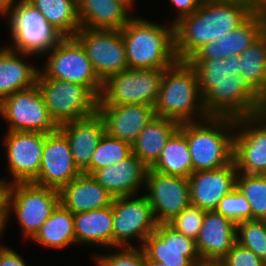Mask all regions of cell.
I'll list each match as a JSON object with an SVG mask.
<instances>
[{
    "instance_id": "obj_1",
    "label": "cell",
    "mask_w": 266,
    "mask_h": 266,
    "mask_svg": "<svg viewBox=\"0 0 266 266\" xmlns=\"http://www.w3.org/2000/svg\"><path fill=\"white\" fill-rule=\"evenodd\" d=\"M255 10L234 0H204L191 15L174 24L175 53L178 61H186L203 44L241 25Z\"/></svg>"
},
{
    "instance_id": "obj_2",
    "label": "cell",
    "mask_w": 266,
    "mask_h": 266,
    "mask_svg": "<svg viewBox=\"0 0 266 266\" xmlns=\"http://www.w3.org/2000/svg\"><path fill=\"white\" fill-rule=\"evenodd\" d=\"M129 69H167L178 59L174 25L133 17L121 30Z\"/></svg>"
},
{
    "instance_id": "obj_3",
    "label": "cell",
    "mask_w": 266,
    "mask_h": 266,
    "mask_svg": "<svg viewBox=\"0 0 266 266\" xmlns=\"http://www.w3.org/2000/svg\"><path fill=\"white\" fill-rule=\"evenodd\" d=\"M154 112L155 116L172 119L179 124L208 118L196 71L187 61H177L164 69Z\"/></svg>"
},
{
    "instance_id": "obj_4",
    "label": "cell",
    "mask_w": 266,
    "mask_h": 266,
    "mask_svg": "<svg viewBox=\"0 0 266 266\" xmlns=\"http://www.w3.org/2000/svg\"><path fill=\"white\" fill-rule=\"evenodd\" d=\"M192 158L193 172L214 170L233 162L235 119L208 117L180 123Z\"/></svg>"
},
{
    "instance_id": "obj_5",
    "label": "cell",
    "mask_w": 266,
    "mask_h": 266,
    "mask_svg": "<svg viewBox=\"0 0 266 266\" xmlns=\"http://www.w3.org/2000/svg\"><path fill=\"white\" fill-rule=\"evenodd\" d=\"M13 43L9 49L35 56L46 55L64 36L27 0H20L5 14Z\"/></svg>"
},
{
    "instance_id": "obj_6",
    "label": "cell",
    "mask_w": 266,
    "mask_h": 266,
    "mask_svg": "<svg viewBox=\"0 0 266 266\" xmlns=\"http://www.w3.org/2000/svg\"><path fill=\"white\" fill-rule=\"evenodd\" d=\"M36 84L51 118L58 126L97 112L99 97L88 86L50 79L40 70Z\"/></svg>"
},
{
    "instance_id": "obj_7",
    "label": "cell",
    "mask_w": 266,
    "mask_h": 266,
    "mask_svg": "<svg viewBox=\"0 0 266 266\" xmlns=\"http://www.w3.org/2000/svg\"><path fill=\"white\" fill-rule=\"evenodd\" d=\"M59 204L57 189L33 182L10 184L6 193V221L13 211L23 230V236L30 239Z\"/></svg>"
},
{
    "instance_id": "obj_8",
    "label": "cell",
    "mask_w": 266,
    "mask_h": 266,
    "mask_svg": "<svg viewBox=\"0 0 266 266\" xmlns=\"http://www.w3.org/2000/svg\"><path fill=\"white\" fill-rule=\"evenodd\" d=\"M164 69H126L102 82L99 102L103 105H155Z\"/></svg>"
},
{
    "instance_id": "obj_9",
    "label": "cell",
    "mask_w": 266,
    "mask_h": 266,
    "mask_svg": "<svg viewBox=\"0 0 266 266\" xmlns=\"http://www.w3.org/2000/svg\"><path fill=\"white\" fill-rule=\"evenodd\" d=\"M48 61L40 70L47 78L88 86L98 97L102 81L93 70L85 49L75 37H64L49 50Z\"/></svg>"
},
{
    "instance_id": "obj_10",
    "label": "cell",
    "mask_w": 266,
    "mask_h": 266,
    "mask_svg": "<svg viewBox=\"0 0 266 266\" xmlns=\"http://www.w3.org/2000/svg\"><path fill=\"white\" fill-rule=\"evenodd\" d=\"M0 116L8 122V131L48 134L59 128L37 84L7 96L0 103Z\"/></svg>"
},
{
    "instance_id": "obj_11",
    "label": "cell",
    "mask_w": 266,
    "mask_h": 266,
    "mask_svg": "<svg viewBox=\"0 0 266 266\" xmlns=\"http://www.w3.org/2000/svg\"><path fill=\"white\" fill-rule=\"evenodd\" d=\"M157 226L152 207L145 195L113 199V248L135 247L130 243L134 237L138 238L140 241L138 246L141 247Z\"/></svg>"
},
{
    "instance_id": "obj_12",
    "label": "cell",
    "mask_w": 266,
    "mask_h": 266,
    "mask_svg": "<svg viewBox=\"0 0 266 266\" xmlns=\"http://www.w3.org/2000/svg\"><path fill=\"white\" fill-rule=\"evenodd\" d=\"M262 98L240 75H228L213 83V88L203 97L208 117L243 118L254 114Z\"/></svg>"
},
{
    "instance_id": "obj_13",
    "label": "cell",
    "mask_w": 266,
    "mask_h": 266,
    "mask_svg": "<svg viewBox=\"0 0 266 266\" xmlns=\"http://www.w3.org/2000/svg\"><path fill=\"white\" fill-rule=\"evenodd\" d=\"M74 37L85 49L94 72L102 82L129 69L120 30L80 28Z\"/></svg>"
},
{
    "instance_id": "obj_14",
    "label": "cell",
    "mask_w": 266,
    "mask_h": 266,
    "mask_svg": "<svg viewBox=\"0 0 266 266\" xmlns=\"http://www.w3.org/2000/svg\"><path fill=\"white\" fill-rule=\"evenodd\" d=\"M144 186L148 191L145 196L158 224L169 223L191 204L188 178L162 174L148 168Z\"/></svg>"
},
{
    "instance_id": "obj_15",
    "label": "cell",
    "mask_w": 266,
    "mask_h": 266,
    "mask_svg": "<svg viewBox=\"0 0 266 266\" xmlns=\"http://www.w3.org/2000/svg\"><path fill=\"white\" fill-rule=\"evenodd\" d=\"M141 248L149 260L162 262L167 266H196L201 261L196 241L168 223L158 224Z\"/></svg>"
},
{
    "instance_id": "obj_16",
    "label": "cell",
    "mask_w": 266,
    "mask_h": 266,
    "mask_svg": "<svg viewBox=\"0 0 266 266\" xmlns=\"http://www.w3.org/2000/svg\"><path fill=\"white\" fill-rule=\"evenodd\" d=\"M233 161L239 173L266 175V127L254 115L235 119Z\"/></svg>"
},
{
    "instance_id": "obj_17",
    "label": "cell",
    "mask_w": 266,
    "mask_h": 266,
    "mask_svg": "<svg viewBox=\"0 0 266 266\" xmlns=\"http://www.w3.org/2000/svg\"><path fill=\"white\" fill-rule=\"evenodd\" d=\"M4 138L8 169L12 174V180L6 184L33 182L40 170L45 134L7 131Z\"/></svg>"
},
{
    "instance_id": "obj_18",
    "label": "cell",
    "mask_w": 266,
    "mask_h": 266,
    "mask_svg": "<svg viewBox=\"0 0 266 266\" xmlns=\"http://www.w3.org/2000/svg\"><path fill=\"white\" fill-rule=\"evenodd\" d=\"M81 173L66 137L59 130L45 134L40 170L33 183L60 190Z\"/></svg>"
},
{
    "instance_id": "obj_19",
    "label": "cell",
    "mask_w": 266,
    "mask_h": 266,
    "mask_svg": "<svg viewBox=\"0 0 266 266\" xmlns=\"http://www.w3.org/2000/svg\"><path fill=\"white\" fill-rule=\"evenodd\" d=\"M266 31V18L262 10H255L233 31L217 41L203 44L187 60L225 59L239 56Z\"/></svg>"
},
{
    "instance_id": "obj_20",
    "label": "cell",
    "mask_w": 266,
    "mask_h": 266,
    "mask_svg": "<svg viewBox=\"0 0 266 266\" xmlns=\"http://www.w3.org/2000/svg\"><path fill=\"white\" fill-rule=\"evenodd\" d=\"M235 162L214 170L193 172L189 178L190 202L205 211L215 210L219 201L236 188Z\"/></svg>"
},
{
    "instance_id": "obj_21",
    "label": "cell",
    "mask_w": 266,
    "mask_h": 266,
    "mask_svg": "<svg viewBox=\"0 0 266 266\" xmlns=\"http://www.w3.org/2000/svg\"><path fill=\"white\" fill-rule=\"evenodd\" d=\"M97 113L105 124V133L132 145L143 128L155 116L154 107L140 104L103 105Z\"/></svg>"
},
{
    "instance_id": "obj_22",
    "label": "cell",
    "mask_w": 266,
    "mask_h": 266,
    "mask_svg": "<svg viewBox=\"0 0 266 266\" xmlns=\"http://www.w3.org/2000/svg\"><path fill=\"white\" fill-rule=\"evenodd\" d=\"M58 130L66 137L73 161L83 172L92 159L94 150L105 134V124L96 112L88 117L64 123Z\"/></svg>"
},
{
    "instance_id": "obj_23",
    "label": "cell",
    "mask_w": 266,
    "mask_h": 266,
    "mask_svg": "<svg viewBox=\"0 0 266 266\" xmlns=\"http://www.w3.org/2000/svg\"><path fill=\"white\" fill-rule=\"evenodd\" d=\"M195 241L201 260H222L237 242L236 223L215 210L206 211Z\"/></svg>"
},
{
    "instance_id": "obj_24",
    "label": "cell",
    "mask_w": 266,
    "mask_h": 266,
    "mask_svg": "<svg viewBox=\"0 0 266 266\" xmlns=\"http://www.w3.org/2000/svg\"><path fill=\"white\" fill-rule=\"evenodd\" d=\"M147 167L133 153L116 164L95 171L92 176L114 198L136 196L145 184Z\"/></svg>"
},
{
    "instance_id": "obj_25",
    "label": "cell",
    "mask_w": 266,
    "mask_h": 266,
    "mask_svg": "<svg viewBox=\"0 0 266 266\" xmlns=\"http://www.w3.org/2000/svg\"><path fill=\"white\" fill-rule=\"evenodd\" d=\"M60 204L73 214L111 206L114 197L92 175L81 173L59 190Z\"/></svg>"
},
{
    "instance_id": "obj_26",
    "label": "cell",
    "mask_w": 266,
    "mask_h": 266,
    "mask_svg": "<svg viewBox=\"0 0 266 266\" xmlns=\"http://www.w3.org/2000/svg\"><path fill=\"white\" fill-rule=\"evenodd\" d=\"M81 28L121 30L133 17L117 0H77Z\"/></svg>"
},
{
    "instance_id": "obj_27",
    "label": "cell",
    "mask_w": 266,
    "mask_h": 266,
    "mask_svg": "<svg viewBox=\"0 0 266 266\" xmlns=\"http://www.w3.org/2000/svg\"><path fill=\"white\" fill-rule=\"evenodd\" d=\"M21 56L33 55L13 51L8 46L0 48V103L7 96L36 84L40 69L20 59Z\"/></svg>"
},
{
    "instance_id": "obj_28",
    "label": "cell",
    "mask_w": 266,
    "mask_h": 266,
    "mask_svg": "<svg viewBox=\"0 0 266 266\" xmlns=\"http://www.w3.org/2000/svg\"><path fill=\"white\" fill-rule=\"evenodd\" d=\"M76 244L112 247L113 202L111 206L73 214Z\"/></svg>"
},
{
    "instance_id": "obj_29",
    "label": "cell",
    "mask_w": 266,
    "mask_h": 266,
    "mask_svg": "<svg viewBox=\"0 0 266 266\" xmlns=\"http://www.w3.org/2000/svg\"><path fill=\"white\" fill-rule=\"evenodd\" d=\"M175 120L154 116L132 144V153L151 168L159 159L169 138L179 129Z\"/></svg>"
},
{
    "instance_id": "obj_30",
    "label": "cell",
    "mask_w": 266,
    "mask_h": 266,
    "mask_svg": "<svg viewBox=\"0 0 266 266\" xmlns=\"http://www.w3.org/2000/svg\"><path fill=\"white\" fill-rule=\"evenodd\" d=\"M31 240L53 249L76 244L73 213L59 204Z\"/></svg>"
},
{
    "instance_id": "obj_31",
    "label": "cell",
    "mask_w": 266,
    "mask_h": 266,
    "mask_svg": "<svg viewBox=\"0 0 266 266\" xmlns=\"http://www.w3.org/2000/svg\"><path fill=\"white\" fill-rule=\"evenodd\" d=\"M239 75L266 98V31L239 55Z\"/></svg>"
},
{
    "instance_id": "obj_32",
    "label": "cell",
    "mask_w": 266,
    "mask_h": 266,
    "mask_svg": "<svg viewBox=\"0 0 266 266\" xmlns=\"http://www.w3.org/2000/svg\"><path fill=\"white\" fill-rule=\"evenodd\" d=\"M150 169L162 174L185 178H189L193 173L187 139L179 129L169 138L159 159Z\"/></svg>"
},
{
    "instance_id": "obj_33",
    "label": "cell",
    "mask_w": 266,
    "mask_h": 266,
    "mask_svg": "<svg viewBox=\"0 0 266 266\" xmlns=\"http://www.w3.org/2000/svg\"><path fill=\"white\" fill-rule=\"evenodd\" d=\"M64 37H74L81 28L77 0H27Z\"/></svg>"
},
{
    "instance_id": "obj_34",
    "label": "cell",
    "mask_w": 266,
    "mask_h": 266,
    "mask_svg": "<svg viewBox=\"0 0 266 266\" xmlns=\"http://www.w3.org/2000/svg\"><path fill=\"white\" fill-rule=\"evenodd\" d=\"M196 71L202 98L213 88V83L228 75H239V56L225 59L186 60Z\"/></svg>"
},
{
    "instance_id": "obj_35",
    "label": "cell",
    "mask_w": 266,
    "mask_h": 266,
    "mask_svg": "<svg viewBox=\"0 0 266 266\" xmlns=\"http://www.w3.org/2000/svg\"><path fill=\"white\" fill-rule=\"evenodd\" d=\"M131 154L132 145L105 133L94 150L90 165L82 173L92 175L98 169L116 164Z\"/></svg>"
},
{
    "instance_id": "obj_36",
    "label": "cell",
    "mask_w": 266,
    "mask_h": 266,
    "mask_svg": "<svg viewBox=\"0 0 266 266\" xmlns=\"http://www.w3.org/2000/svg\"><path fill=\"white\" fill-rule=\"evenodd\" d=\"M236 188L249 201L252 220H266V175H250L238 172Z\"/></svg>"
},
{
    "instance_id": "obj_37",
    "label": "cell",
    "mask_w": 266,
    "mask_h": 266,
    "mask_svg": "<svg viewBox=\"0 0 266 266\" xmlns=\"http://www.w3.org/2000/svg\"><path fill=\"white\" fill-rule=\"evenodd\" d=\"M237 243L253 251L266 262V220H246L236 223Z\"/></svg>"
},
{
    "instance_id": "obj_38",
    "label": "cell",
    "mask_w": 266,
    "mask_h": 266,
    "mask_svg": "<svg viewBox=\"0 0 266 266\" xmlns=\"http://www.w3.org/2000/svg\"><path fill=\"white\" fill-rule=\"evenodd\" d=\"M215 211L232 219L235 223L252 220L250 203L237 188L219 201Z\"/></svg>"
},
{
    "instance_id": "obj_39",
    "label": "cell",
    "mask_w": 266,
    "mask_h": 266,
    "mask_svg": "<svg viewBox=\"0 0 266 266\" xmlns=\"http://www.w3.org/2000/svg\"><path fill=\"white\" fill-rule=\"evenodd\" d=\"M205 212L200 207L190 204L168 224L183 235L195 240L200 233Z\"/></svg>"
},
{
    "instance_id": "obj_40",
    "label": "cell",
    "mask_w": 266,
    "mask_h": 266,
    "mask_svg": "<svg viewBox=\"0 0 266 266\" xmlns=\"http://www.w3.org/2000/svg\"><path fill=\"white\" fill-rule=\"evenodd\" d=\"M121 249V250H120ZM114 254L96 256L97 266H146V256L141 247H121Z\"/></svg>"
},
{
    "instance_id": "obj_41",
    "label": "cell",
    "mask_w": 266,
    "mask_h": 266,
    "mask_svg": "<svg viewBox=\"0 0 266 266\" xmlns=\"http://www.w3.org/2000/svg\"><path fill=\"white\" fill-rule=\"evenodd\" d=\"M222 261L226 266H266L264 260L237 242Z\"/></svg>"
},
{
    "instance_id": "obj_42",
    "label": "cell",
    "mask_w": 266,
    "mask_h": 266,
    "mask_svg": "<svg viewBox=\"0 0 266 266\" xmlns=\"http://www.w3.org/2000/svg\"><path fill=\"white\" fill-rule=\"evenodd\" d=\"M177 10L176 18L172 21L174 25L181 18L193 14L203 3L204 0H170Z\"/></svg>"
},
{
    "instance_id": "obj_43",
    "label": "cell",
    "mask_w": 266,
    "mask_h": 266,
    "mask_svg": "<svg viewBox=\"0 0 266 266\" xmlns=\"http://www.w3.org/2000/svg\"><path fill=\"white\" fill-rule=\"evenodd\" d=\"M0 266H27L24 258L12 248L0 246Z\"/></svg>"
},
{
    "instance_id": "obj_44",
    "label": "cell",
    "mask_w": 266,
    "mask_h": 266,
    "mask_svg": "<svg viewBox=\"0 0 266 266\" xmlns=\"http://www.w3.org/2000/svg\"><path fill=\"white\" fill-rule=\"evenodd\" d=\"M253 115L266 127V98L262 99Z\"/></svg>"
},
{
    "instance_id": "obj_45",
    "label": "cell",
    "mask_w": 266,
    "mask_h": 266,
    "mask_svg": "<svg viewBox=\"0 0 266 266\" xmlns=\"http://www.w3.org/2000/svg\"><path fill=\"white\" fill-rule=\"evenodd\" d=\"M7 181L0 179V214H6Z\"/></svg>"
},
{
    "instance_id": "obj_46",
    "label": "cell",
    "mask_w": 266,
    "mask_h": 266,
    "mask_svg": "<svg viewBox=\"0 0 266 266\" xmlns=\"http://www.w3.org/2000/svg\"><path fill=\"white\" fill-rule=\"evenodd\" d=\"M20 0H0V14L3 16L10 8L17 4Z\"/></svg>"
},
{
    "instance_id": "obj_47",
    "label": "cell",
    "mask_w": 266,
    "mask_h": 266,
    "mask_svg": "<svg viewBox=\"0 0 266 266\" xmlns=\"http://www.w3.org/2000/svg\"><path fill=\"white\" fill-rule=\"evenodd\" d=\"M247 4L254 10H262L266 6V0H247Z\"/></svg>"
},
{
    "instance_id": "obj_48",
    "label": "cell",
    "mask_w": 266,
    "mask_h": 266,
    "mask_svg": "<svg viewBox=\"0 0 266 266\" xmlns=\"http://www.w3.org/2000/svg\"><path fill=\"white\" fill-rule=\"evenodd\" d=\"M196 266H226L222 260H201Z\"/></svg>"
},
{
    "instance_id": "obj_49",
    "label": "cell",
    "mask_w": 266,
    "mask_h": 266,
    "mask_svg": "<svg viewBox=\"0 0 266 266\" xmlns=\"http://www.w3.org/2000/svg\"><path fill=\"white\" fill-rule=\"evenodd\" d=\"M6 226V214H0V237Z\"/></svg>"
},
{
    "instance_id": "obj_50",
    "label": "cell",
    "mask_w": 266,
    "mask_h": 266,
    "mask_svg": "<svg viewBox=\"0 0 266 266\" xmlns=\"http://www.w3.org/2000/svg\"><path fill=\"white\" fill-rule=\"evenodd\" d=\"M146 266H167L165 263L149 260L146 257Z\"/></svg>"
},
{
    "instance_id": "obj_51",
    "label": "cell",
    "mask_w": 266,
    "mask_h": 266,
    "mask_svg": "<svg viewBox=\"0 0 266 266\" xmlns=\"http://www.w3.org/2000/svg\"><path fill=\"white\" fill-rule=\"evenodd\" d=\"M121 3H123L125 6H127L129 9H132V7L134 6L133 4L135 0H117Z\"/></svg>"
},
{
    "instance_id": "obj_52",
    "label": "cell",
    "mask_w": 266,
    "mask_h": 266,
    "mask_svg": "<svg viewBox=\"0 0 266 266\" xmlns=\"http://www.w3.org/2000/svg\"><path fill=\"white\" fill-rule=\"evenodd\" d=\"M262 11L264 12L265 18H266V6L263 7Z\"/></svg>"
},
{
    "instance_id": "obj_53",
    "label": "cell",
    "mask_w": 266,
    "mask_h": 266,
    "mask_svg": "<svg viewBox=\"0 0 266 266\" xmlns=\"http://www.w3.org/2000/svg\"><path fill=\"white\" fill-rule=\"evenodd\" d=\"M234 1H240L247 4V0H234Z\"/></svg>"
}]
</instances>
